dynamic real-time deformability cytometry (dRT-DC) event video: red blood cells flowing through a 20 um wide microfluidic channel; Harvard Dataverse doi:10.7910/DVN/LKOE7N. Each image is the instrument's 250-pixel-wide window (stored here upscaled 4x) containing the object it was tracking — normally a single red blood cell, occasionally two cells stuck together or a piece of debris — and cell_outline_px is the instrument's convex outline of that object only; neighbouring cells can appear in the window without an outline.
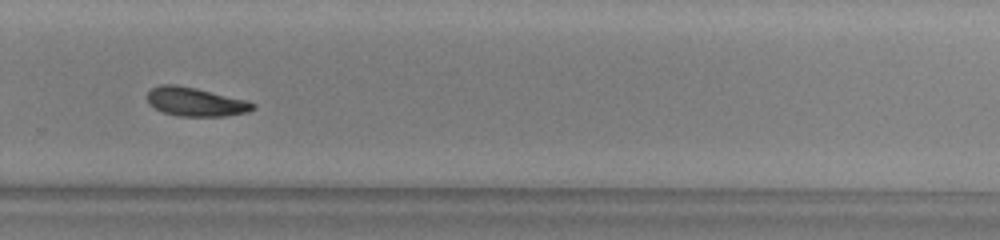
{"species": "common noctule bat (a hibernating species)", "species_latin": "Nyctalus noctula", "temperature_condition": "warm", "stored_images_in_passage": 40, "camera_frame_rate_fps": 3000, "um_per_image_px": 0.085, "animal": {"sex": "male", "body_mass_g": 13.0, "forearm_length_mm": 53.1}, "frame": {"image": 1, "passage_image": 23, "time_ms": 7.333, "image_size_px": [1000, 240], "cell_outline_px": [[256, 108], [248, 112], [224, 116], [176, 116], [164, 112], [156, 108], [148, 100], [148, 92], [152, 88], [160, 84], [176, 84], [196, 88], [248, 100], [256, 104]], "centroid_in_image_um": [16.67, 8.65], "position_along_channel_um": 313.1, "area_um2": 17.69}}
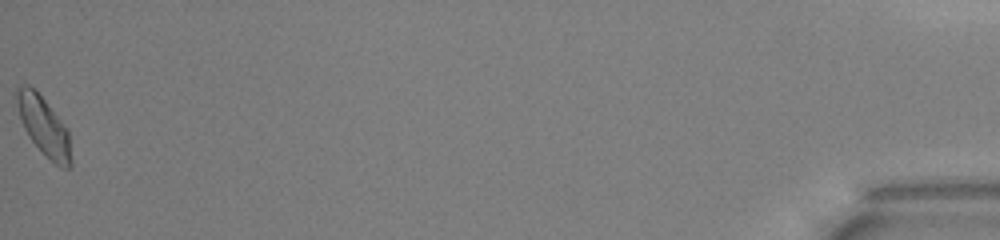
{"frame": {"image": 2, "passage_image": 40, "time_ms": 13.0, "image_size_px": [1000, 240], "cell_outline_px": [[72, 164], [68, 168], [60, 168], [28, 136], [20, 120], [16, 100], [16, 88], [20, 84], [28, 84], [44, 100], [68, 128], [72, 160]], "centroid_in_image_um": [3.73, 10.71], "position_along_channel_um": 431.5, "area_um2": 18.32}, "authors_computed_cell_mechanics": {"area_um2": 17.9758, "velocity_mm_per_s": 3.9528, "shape_relaxation_time_tau1_ms": 4.3209, "shape_relaxation_time_tau2_ms": null, "deformation_change_tau1": 0.1179, "deformation_change_tau2": null}}